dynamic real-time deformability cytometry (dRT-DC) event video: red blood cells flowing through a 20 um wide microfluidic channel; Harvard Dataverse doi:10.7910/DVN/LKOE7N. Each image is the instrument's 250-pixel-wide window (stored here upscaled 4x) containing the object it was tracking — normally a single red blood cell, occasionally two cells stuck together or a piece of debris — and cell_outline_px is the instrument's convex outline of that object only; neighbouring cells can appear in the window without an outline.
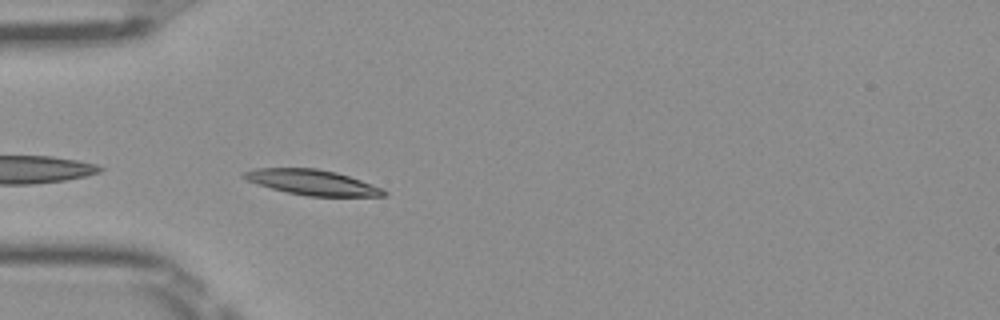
{"species": "Egyptian fruit bat (a non-hibernating species)", "species_latin": "Rousettus aegyptiacus", "temperature_condition": "room temperature", "stored_images_in_passage": 32, "camera_frame_rate_fps": 3000, "um_per_image_px": 0.085, "frame": {"image": 1, "passage_image": 2, "time_ms": 0.333, "image_size_px": [1000, 320], "cell_outline_px": [[388, 196], [308, 196], [288, 192], [272, 188], [248, 180], [240, 176], [240, 172], [252, 168], [316, 168], [336, 172], [372, 184], [388, 192]], "centroid_in_image_um": [26.52, 15.49], "position_along_channel_um": 58.5, "area_um2": 20.46}}
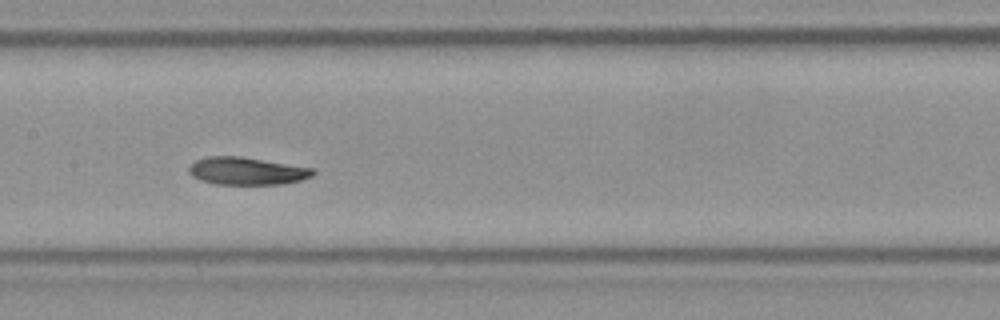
{"frame": {"image": 2, "passage_image": 12, "time_ms": 3.667, "image_size_px": [1000, 320], "cell_outline_px": [[316, 172], [312, 176], [300, 180], [284, 184], [212, 184], [200, 180], [192, 176], [188, 172], [188, 168], [196, 160], [208, 156], [240, 156], [312, 168]], "centroid_in_image_um": [20.95, 14.54], "position_along_channel_um": 186.5, "area_um2": 19.88}}
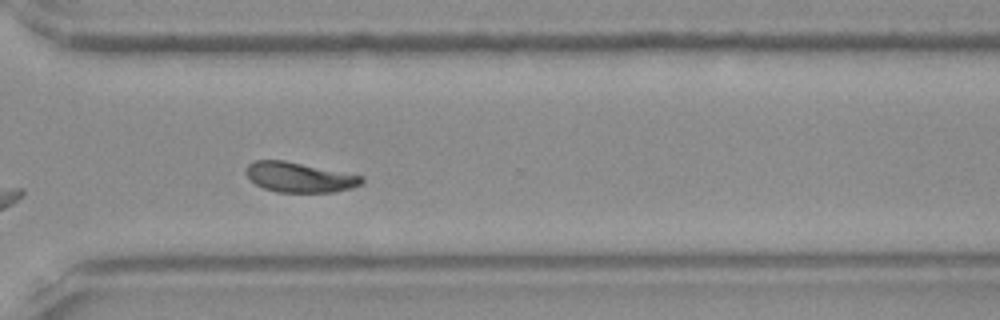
{"frame": {"image": 3, "passage_image": 24, "time_ms": 7.667, "image_size_px": [1000, 320], "cell_outline_px": [[364, 184], [352, 188], [332, 192], [276, 192], [264, 188], [256, 184], [244, 172], [248, 164], [256, 160], [284, 160], [364, 176]], "centroid_in_image_um": [25.48, 15.07], "position_along_channel_um": 345.1, "area_um2": 20.23}, "authors_computed_cell_mechanics": {"area_um2": 20.1144, "velocity_mm_per_s": 3.9725, "shape_relaxation_time_tau1_ms": 2.7705, "shape_relaxation_time_tau2_ms": 2.0333, "deformation_change_tau1": 0.1186, "deformation_change_tau2": 0.0776}}